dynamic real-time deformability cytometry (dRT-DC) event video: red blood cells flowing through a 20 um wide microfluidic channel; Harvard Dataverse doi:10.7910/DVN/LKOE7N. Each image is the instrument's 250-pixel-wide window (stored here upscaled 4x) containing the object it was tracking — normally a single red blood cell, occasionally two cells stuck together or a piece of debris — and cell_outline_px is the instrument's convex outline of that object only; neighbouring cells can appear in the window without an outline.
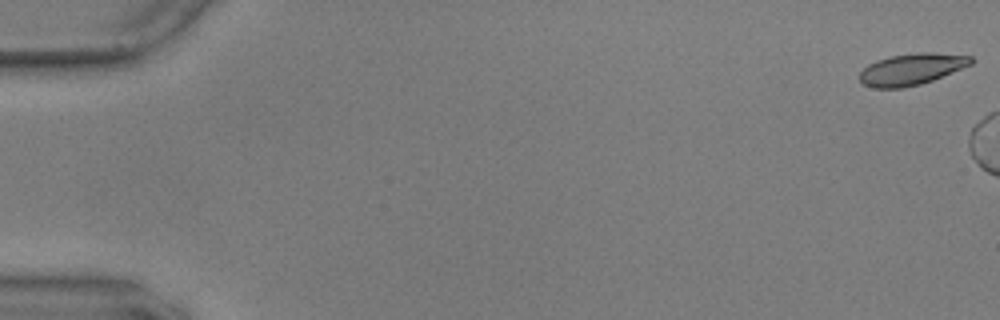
{"species": "common noctule bat (a hibernating species)", "species_latin": "Nyctalus noctula", "temperature_condition": "warm", "stored_images_in_passage": 4, "camera_frame_rate_fps": 3000, "um_per_image_px": 0.085, "animal": {"sex": "male", "body_mass_g": 17.9, "forearm_length_mm": 54.2}, "frame": {"image": 1, "passage_image": 1, "time_ms": 0.0, "image_size_px": [1000, 320], "cell_outline_px": [[972, 64], [932, 80], [920, 84], [904, 88], [876, 88], [860, 84], [860, 72], [868, 64], [876, 60], [892, 56], [916, 52], [928, 52], [972, 56]], "centroid_in_image_um": [77.44, 5.89], "position_along_channel_um": 7.6, "area_um2": 20.35}}